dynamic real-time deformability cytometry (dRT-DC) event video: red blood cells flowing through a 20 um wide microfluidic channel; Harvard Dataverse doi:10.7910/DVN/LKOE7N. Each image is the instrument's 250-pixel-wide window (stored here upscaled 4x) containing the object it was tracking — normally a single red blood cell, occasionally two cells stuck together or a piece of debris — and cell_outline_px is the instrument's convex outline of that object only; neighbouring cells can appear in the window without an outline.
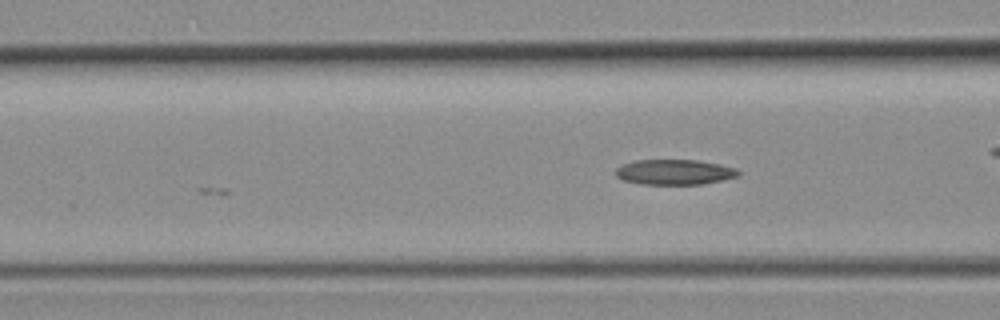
{"species": "common noctule bat (a hibernating species)", "species_latin": "Nyctalus noctula", "temperature_condition": "room temperature", "stored_images_in_passage": 6, "camera_frame_rate_fps": 3000, "um_per_image_px": 0.085, "animal": {"sex": "female", "body_mass_g": 19.3, "forearm_length_mm": 54.1}, "frame": {"image": 1, "passage_image": 6, "time_ms": 1.667, "image_size_px": [1000, 320], "cell_outline_px": [[740, 176], [724, 180], [704, 184], [640, 184], [624, 180], [616, 176], [616, 168], [624, 164], [636, 160], [696, 160], [720, 164], [736, 168], [740, 172]], "centroid_in_image_um": [57.38, 14.63], "position_along_channel_um": 109.2, "area_um2": 18.09}}